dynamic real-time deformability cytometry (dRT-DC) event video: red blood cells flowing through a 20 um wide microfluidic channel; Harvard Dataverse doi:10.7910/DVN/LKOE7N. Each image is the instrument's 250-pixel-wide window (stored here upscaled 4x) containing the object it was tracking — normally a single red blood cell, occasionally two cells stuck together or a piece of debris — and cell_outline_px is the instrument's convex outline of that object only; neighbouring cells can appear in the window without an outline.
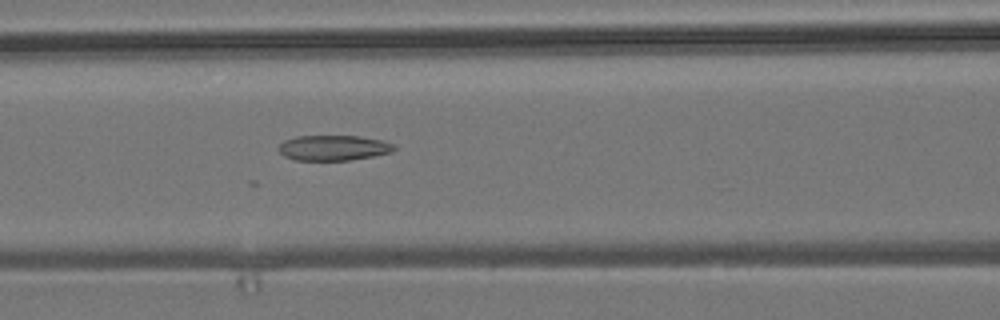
{"species": "common noctule bat (a hibernating species)", "species_latin": "Nyctalus noctula", "temperature_condition": "room temperature", "stored_images_in_passage": 31, "camera_frame_rate_fps": 3000, "um_per_image_px": 0.085, "animal": {"sex": "male", "body_mass_g": 19.2, "forearm_length_mm": 51.8}, "frame": {"image": 1, "passage_image": 22, "time_ms": 7.0, "image_size_px": [1000, 320], "cell_outline_px": [[396, 148], [392, 152], [372, 156], [348, 160], [292, 160], [284, 156], [276, 148], [284, 140], [296, 136], [360, 136], [384, 140], [392, 144]], "centroid_in_image_um": [28.31, 12.56], "position_along_channel_um": 138.3, "area_um2": 17.11}}
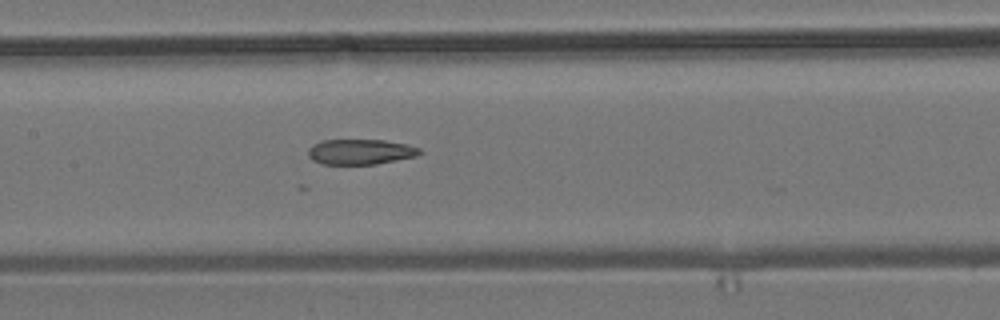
{"frame": {"image": 2, "passage_image": 25, "time_ms": 8.0, "image_size_px": [1000, 320], "cell_outline_px": [[424, 152], [416, 156], [376, 164], [320, 164], [312, 160], [308, 156], [308, 148], [312, 144], [324, 140], [384, 140], [408, 144], [420, 148]], "centroid_in_image_um": [30.63, 12.9], "position_along_channel_um": 176.8, "area_um2": 16.59}}
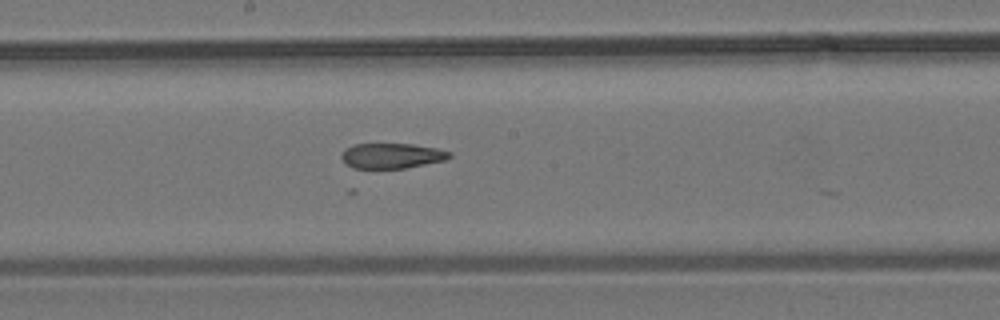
{"frame": {"image": 3, "passage_image": 28, "time_ms": 9.0, "image_size_px": [1000, 320], "cell_outline_px": [[452, 156], [448, 160], [404, 168], [352, 168], [344, 164], [340, 156], [340, 152], [344, 148], [352, 144], [412, 144], [436, 148], [452, 152]], "centroid_in_image_um": [33.27, 13.24], "position_along_channel_um": 214.9, "area_um2": 16.18}}